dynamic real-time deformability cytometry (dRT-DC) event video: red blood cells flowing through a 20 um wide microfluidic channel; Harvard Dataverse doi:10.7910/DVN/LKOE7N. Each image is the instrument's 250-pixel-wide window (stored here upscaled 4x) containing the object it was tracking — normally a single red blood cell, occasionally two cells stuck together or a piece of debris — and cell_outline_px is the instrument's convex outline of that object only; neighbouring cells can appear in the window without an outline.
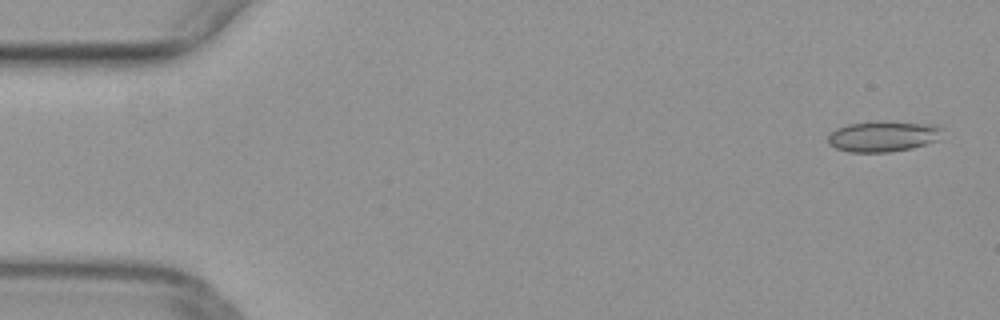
{"species": "common noctule bat (a hibernating species)", "species_latin": "Nyctalus noctula", "temperature_condition": "warm", "stored_images_in_passage": 50, "camera_frame_rate_fps": 3000, "um_per_image_px": 0.085, "animal": {"sex": "female", "body_mass_g": 29.2, "forearm_length_mm": 56.3}, "frame": {"image": 1, "passage_image": 2, "time_ms": 0.333, "image_size_px": [1000, 320], "cell_outline_px": [[944, 128], [936, 140], [912, 148], [888, 152], [848, 152], [836, 148], [828, 144], [828, 136], [836, 128], [848, 124], [932, 124]], "centroid_in_image_um": [75.01, 11.64], "position_along_channel_um": 10.0, "area_um2": 19.36}}
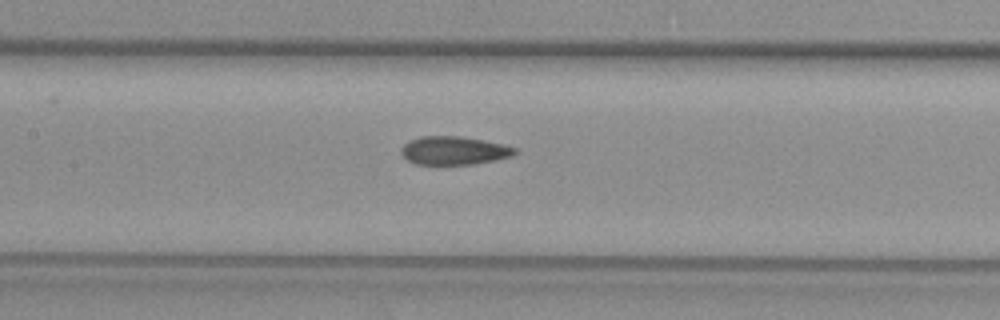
{"frame": {"image": 2, "passage_image": 23, "time_ms": 7.333, "image_size_px": [1000, 320], "cell_outline_px": [[520, 152], [512, 156], [496, 160], [472, 164], [416, 164], [408, 160], [400, 152], [404, 144], [420, 136], [460, 136], [484, 140], [504, 144], [520, 148]], "centroid_in_image_um": [38.67, 12.79], "position_along_channel_um": 168.7, "area_um2": 18.9}}
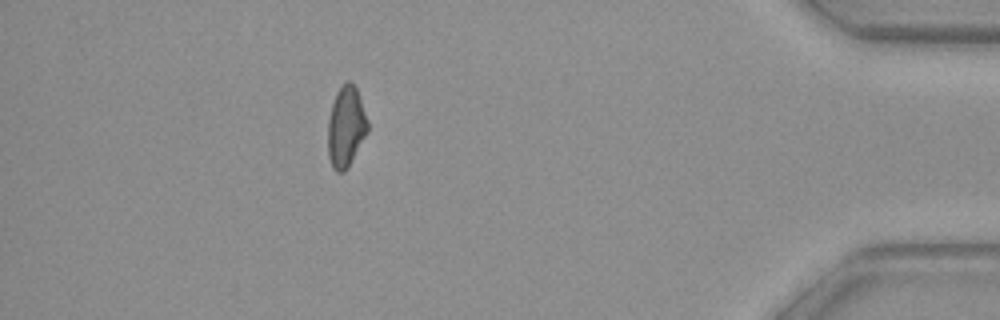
{"frame": {"image": 3, "passage_image": 44, "time_ms": 14.333, "image_size_px": [1000, 320], "cell_outline_px": [[368, 132], [348, 168], [344, 172], [336, 172], [332, 168], [328, 156], [328, 120], [332, 104], [336, 92], [348, 80], [352, 80], [356, 88], [368, 120]], "centroid_in_image_um": [29.41, 10.8], "position_along_channel_um": 405.8, "area_um2": 18.84}}